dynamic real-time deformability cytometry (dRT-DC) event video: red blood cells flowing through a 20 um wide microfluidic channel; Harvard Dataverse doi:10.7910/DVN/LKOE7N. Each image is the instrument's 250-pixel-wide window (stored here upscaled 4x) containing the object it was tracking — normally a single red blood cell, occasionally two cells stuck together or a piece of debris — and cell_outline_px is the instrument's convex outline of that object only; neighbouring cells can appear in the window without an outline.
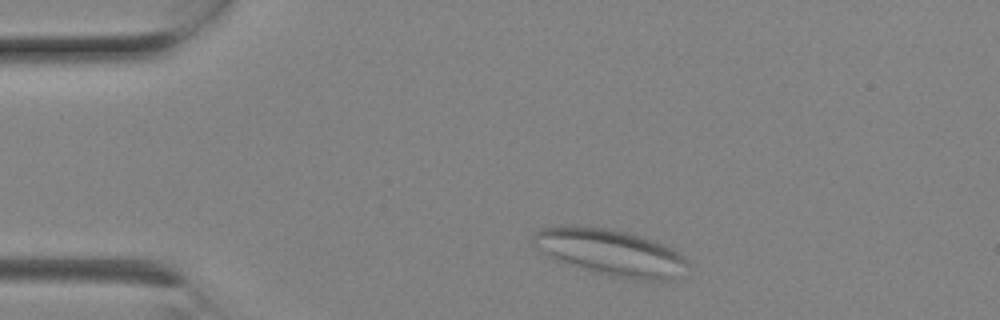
{"species": "Egyptian fruit bat (a non-hibernating species)", "species_latin": "Rousettus aegyptiacus", "temperature_condition": "room temperature", "stored_images_in_passage": 3, "camera_frame_rate_fps": 3000, "um_per_image_px": 0.085, "animal": {"sex": "female"}, "frame": {"image": 1, "passage_image": 1, "time_ms": 0.0, "image_size_px": [1000, 320], "cell_outline_px": [[688, 264], [668, 280], [632, 280], [588, 272], [556, 260], [540, 248], [532, 240], [532, 236], [540, 228], [604, 228], [624, 232], [640, 236], [664, 244], [672, 248], [684, 256], [688, 260]], "centroid_in_image_um": [51.93, 21.5], "position_along_channel_um": 33.1, "area_um2": 40.58}}